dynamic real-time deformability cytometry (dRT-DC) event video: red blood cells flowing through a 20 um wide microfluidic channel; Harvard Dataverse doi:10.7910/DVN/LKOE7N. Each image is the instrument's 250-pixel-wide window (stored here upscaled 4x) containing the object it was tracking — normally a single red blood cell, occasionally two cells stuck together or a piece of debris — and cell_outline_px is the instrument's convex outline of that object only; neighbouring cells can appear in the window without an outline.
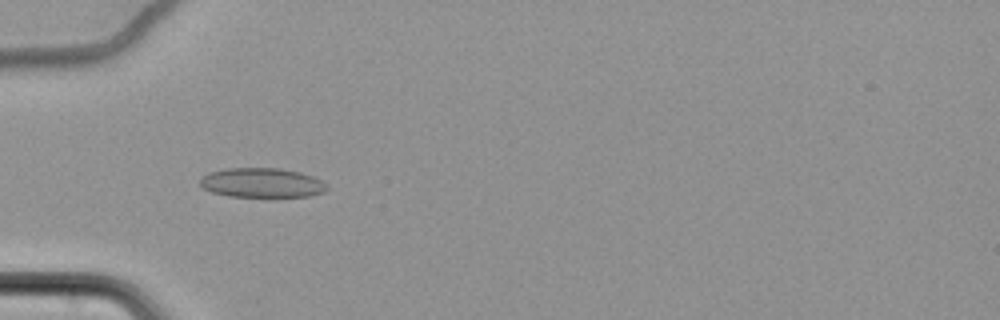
{"species": "common noctule bat (a hibernating species)", "species_latin": "Nyctalus noctula", "temperature_condition": "cold", "stored_images_in_passage": 64, "camera_frame_rate_fps": 3000, "um_per_image_px": 0.085, "animal": {"sex": "female", "body_mass_g": 22.7, "forearm_length_mm": 54.2}, "frame": {"image": 1, "passage_image": 24, "time_ms": 7.667, "image_size_px": [1000, 320], "cell_outline_px": [[328, 188], [324, 192], [308, 196], [228, 196], [212, 192], [204, 188], [200, 184], [200, 180], [208, 172], [228, 168], [280, 168], [300, 172], [312, 176], [328, 184]], "centroid_in_image_um": [22.27, 15.53], "position_along_channel_um": 62.7, "area_um2": 21.68}}
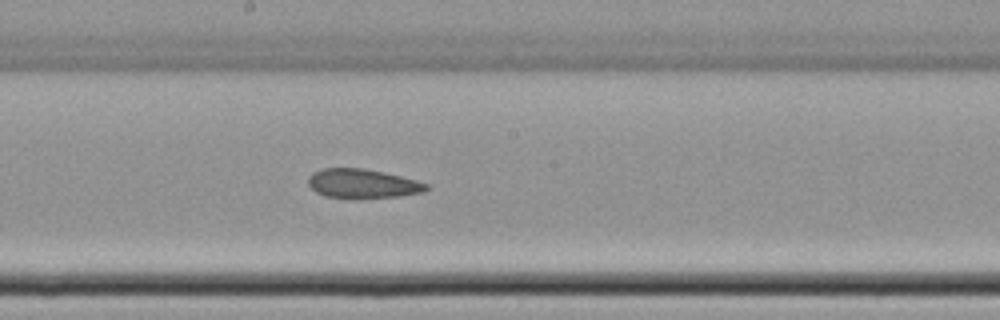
{"frame": {"image": 2, "passage_image": 38, "time_ms": 12.333, "image_size_px": [1000, 320], "cell_outline_px": [[428, 188], [424, 192], [400, 196], [324, 196], [316, 192], [308, 184], [308, 176], [312, 172], [320, 168], [364, 168], [384, 172], [416, 180], [428, 184]], "centroid_in_image_um": [30.8, 15.56], "position_along_channel_um": 217.4, "area_um2": 19.54}}
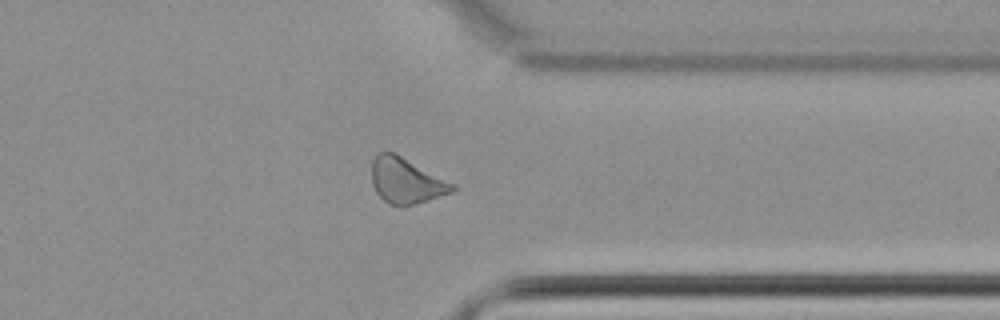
{"frame": {"image": 3, "passage_image": 52, "time_ms": 17.0, "image_size_px": [1000, 320], "cell_outline_px": [[456, 188], [452, 192], [416, 204], [388, 204], [376, 192], [372, 184], [372, 160], [380, 152], [396, 152], [456, 184]], "centroid_in_image_um": [34.54, 15.33], "position_along_channel_um": 376.9, "area_um2": 21.44}, "authors_computed_cell_mechanics": {"area_um2": 21.8773, "velocity_mm_per_s": 3.459, "shape_relaxation_time_tau1_ms": null, "shape_relaxation_time_tau2_ms": 3.3948, "deformation_change_tau1": null, "deformation_change_tau2": 0.1052}}